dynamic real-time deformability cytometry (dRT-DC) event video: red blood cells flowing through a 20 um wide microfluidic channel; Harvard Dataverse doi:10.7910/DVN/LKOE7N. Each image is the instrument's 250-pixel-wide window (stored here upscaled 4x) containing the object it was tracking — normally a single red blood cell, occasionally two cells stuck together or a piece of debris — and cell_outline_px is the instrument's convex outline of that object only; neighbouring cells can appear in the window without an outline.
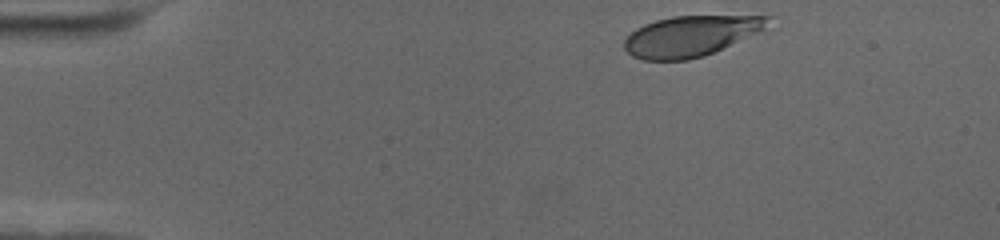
{"species": "human", "species_latin": "Homo sapiens", "temperature_condition": "cold", "stored_images_in_passage": 50, "camera_frame_rate_fps": 3000, "um_per_image_px": 0.085, "donor": {"sex": "female"}, "frame": {"image": 1, "passage_image": 1, "time_ms": 0.0, "image_size_px": [1000, 240], "cell_outline_px": [[772, 16], [764, 28], [760, 32], [704, 56], [688, 60], [644, 60], [632, 56], [624, 48], [624, 40], [636, 28], [644, 24], [656, 20], [672, 16]], "centroid_in_image_um": [58.68, 3.06], "position_along_channel_um": 26.3, "area_um2": 33.76}}
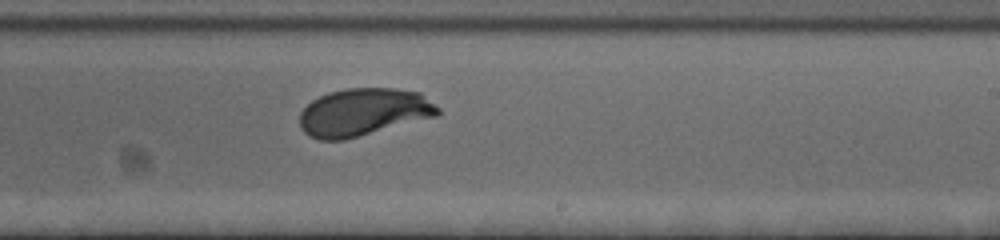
{"frame": {"image": 2, "passage_image": 28, "time_ms": 9.0, "image_size_px": [1000, 240], "cell_outline_px": [[440, 116], [344, 140], [320, 140], [308, 136], [300, 128], [300, 112], [312, 100], [328, 92], [348, 88], [396, 88], [420, 92], [440, 108]], "centroid_in_image_um": [30.93, 9.54], "position_along_channel_um": 258.1, "area_um2": 38.78}}
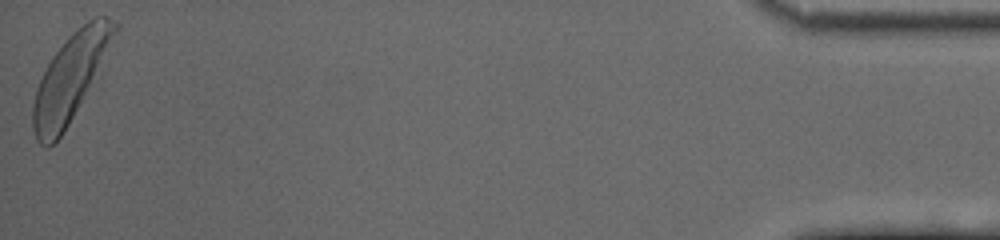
{"frame": {"image": 3, "passage_image": 50, "time_ms": 16.333, "image_size_px": [1000, 240], "cell_outline_px": [[120, 28], [68, 124], [60, 136], [48, 148], [44, 148], [36, 140], [32, 128], [32, 108], [36, 88], [52, 56], [68, 36], [88, 20], [96, 16], [104, 16], [120, 24]], "centroid_in_image_um": [5.94, 6.58], "position_along_channel_um": 429.3, "area_um2": 40.06}, "authors_computed_cell_mechanics": {"area_um2": 37.5989, "velocity_mm_per_s": 3.4891, "shape_relaxation_time_tau1_ms": 3.2871, "shape_relaxation_time_tau2_ms": null, "deformation_change_tau1": 0.1866, "deformation_change_tau2": null}}